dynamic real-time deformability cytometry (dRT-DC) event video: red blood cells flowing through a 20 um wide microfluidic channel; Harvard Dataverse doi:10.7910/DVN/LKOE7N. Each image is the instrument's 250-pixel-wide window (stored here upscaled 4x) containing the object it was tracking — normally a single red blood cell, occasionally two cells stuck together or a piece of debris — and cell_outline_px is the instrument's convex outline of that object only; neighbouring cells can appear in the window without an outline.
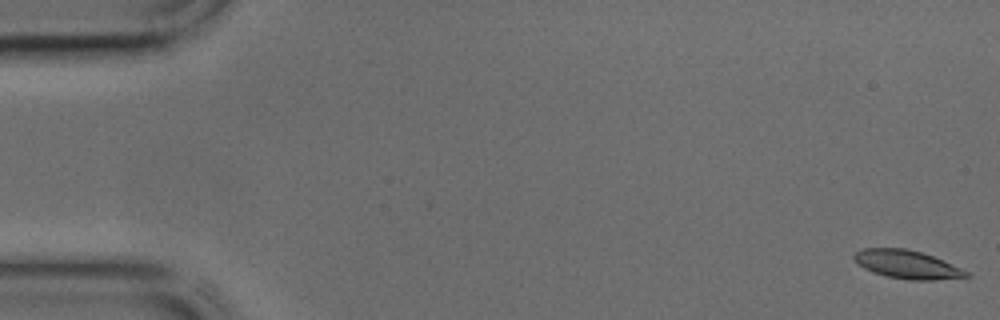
{"species": "common noctule bat (a hibernating species)", "species_latin": "Nyctalus noctula", "temperature_condition": "cold", "stored_images_in_passage": 44, "camera_frame_rate_fps": 3000, "um_per_image_px": 0.085, "animal": {"sex": "male", "body_mass_g": 17.9, "forearm_length_mm": 54.2}, "frame": {"image": 1, "passage_image": 1, "time_ms": 0.0, "image_size_px": [1000, 320], "cell_outline_px": [[972, 276], [932, 280], [908, 280], [888, 276], [872, 272], [864, 268], [852, 256], [856, 252], [864, 248], [904, 248], [920, 252], [932, 256], [960, 268], [968, 272]], "centroid_in_image_um": [77.09, 22.48], "position_along_channel_um": 7.9, "area_um2": 18.15}}
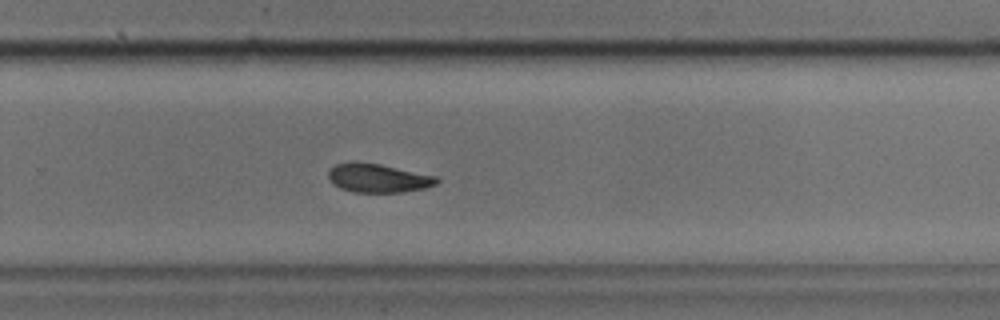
{"frame": {"image": 2, "passage_image": 29, "time_ms": 9.333, "image_size_px": [1000, 320], "cell_outline_px": [[440, 180], [436, 184], [424, 188], [400, 192], [352, 192], [340, 188], [332, 184], [328, 176], [328, 172], [336, 164], [352, 160], [356, 160], [380, 164], [436, 176]], "centroid_in_image_um": [32.09, 15.12], "position_along_channel_um": 297.7, "area_um2": 18.26}}
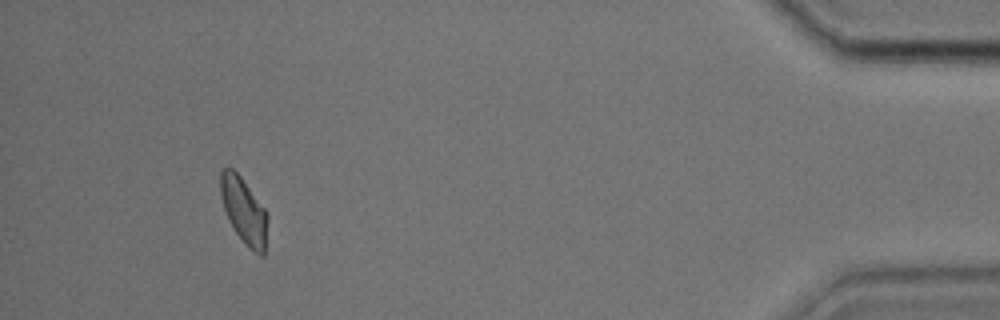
{"frame": {"image": 3, "passage_image": 41, "time_ms": 13.333, "image_size_px": [1000, 320], "cell_outline_px": [[268, 220], [264, 256], [260, 256], [252, 252], [244, 244], [228, 220], [220, 196], [220, 172], [224, 168], [232, 168], [240, 176], [268, 212]], "centroid_in_image_um": [20.74, 17.95], "position_along_channel_um": 414.5, "area_um2": 18.32}}